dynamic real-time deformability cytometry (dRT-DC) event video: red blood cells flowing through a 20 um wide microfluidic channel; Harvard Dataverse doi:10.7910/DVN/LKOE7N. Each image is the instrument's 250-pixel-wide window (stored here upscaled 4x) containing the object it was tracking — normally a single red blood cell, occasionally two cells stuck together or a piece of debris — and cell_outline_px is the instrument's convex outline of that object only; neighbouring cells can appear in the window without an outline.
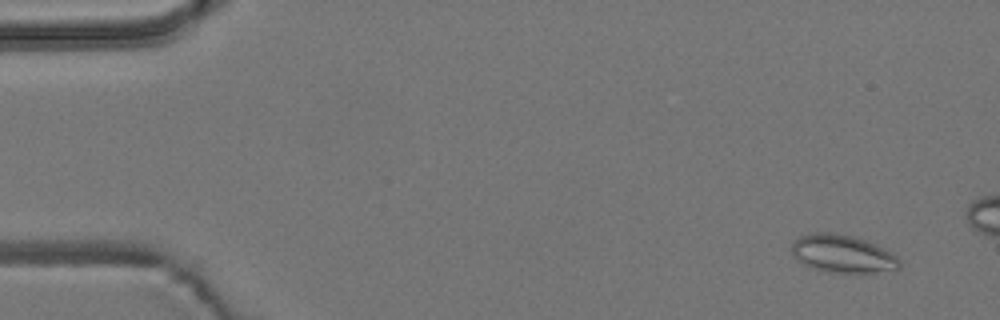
{"species": "common noctule bat (a hibernating species)", "species_latin": "Nyctalus noctula", "temperature_condition": "room temperature", "stored_images_in_passage": 15, "camera_frame_rate_fps": 3000, "um_per_image_px": 0.085, "animal": {"sex": "male", "body_mass_g": 19.2, "forearm_length_mm": 51.8}, "frame": {"image": 1, "passage_image": 3, "time_ms": 0.667, "image_size_px": [1000, 320], "cell_outline_px": [[900, 268], [896, 272], [864, 276], [828, 272], [812, 268], [796, 260], [792, 256], [792, 240], [800, 236], [812, 232], [836, 232], [868, 240], [892, 252], [900, 260]], "centroid_in_image_um": [71.71, 21.63], "position_along_channel_um": 13.3, "area_um2": 25.32}}